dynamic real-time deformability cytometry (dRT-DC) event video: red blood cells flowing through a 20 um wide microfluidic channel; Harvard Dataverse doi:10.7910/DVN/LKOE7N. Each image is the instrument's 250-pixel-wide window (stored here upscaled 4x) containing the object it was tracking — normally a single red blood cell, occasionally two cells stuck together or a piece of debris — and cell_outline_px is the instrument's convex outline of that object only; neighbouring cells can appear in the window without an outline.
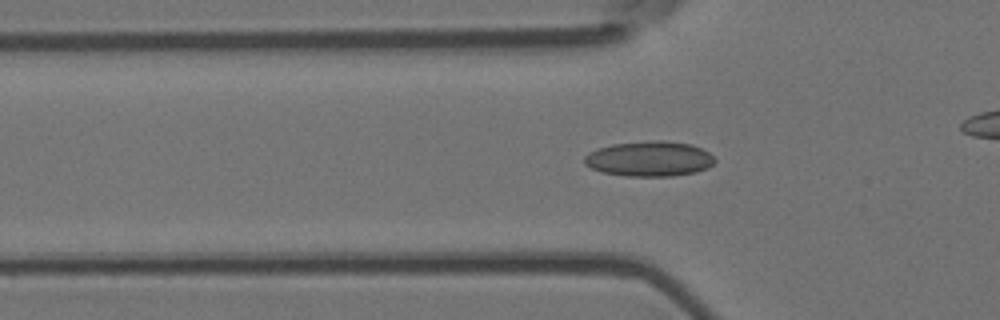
{"species": "Egyptian fruit bat (a non-hibernating species)", "species_latin": "Rousettus aegyptiacus", "temperature_condition": "room temperature", "stored_images_in_passage": 45, "camera_frame_rate_fps": 3000, "um_per_image_px": 0.085, "animal": {"sex": "female"}, "frame": {"image": 1, "passage_image": 18, "time_ms": 5.667, "image_size_px": [1000, 320], "cell_outline_px": [[716, 160], [708, 168], [696, 172], [672, 176], [628, 176], [600, 172], [584, 164], [584, 156], [588, 152], [596, 148], [612, 144], [652, 140], [664, 140], [692, 144], [708, 152]], "centroid_in_image_um": [55.17, 13.49], "position_along_channel_um": 70.6, "area_um2": 26.93}}
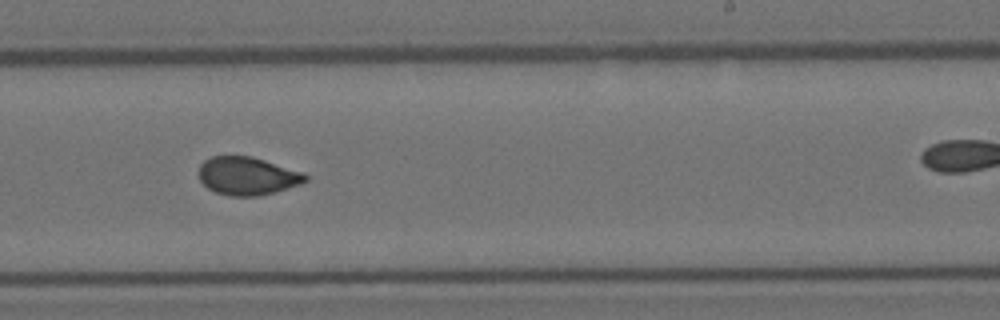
{"frame": {"image": 2, "passage_image": 34, "time_ms": 11.0, "image_size_px": [1000, 320], "cell_outline_px": [[308, 180], [300, 184], [272, 192], [256, 196], [228, 196], [216, 192], [208, 188], [200, 180], [196, 172], [200, 164], [204, 160], [212, 156], [252, 156], [304, 172], [308, 176]], "centroid_in_image_um": [20.99, 14.94], "position_along_channel_um": 268.0, "area_um2": 23.76}}
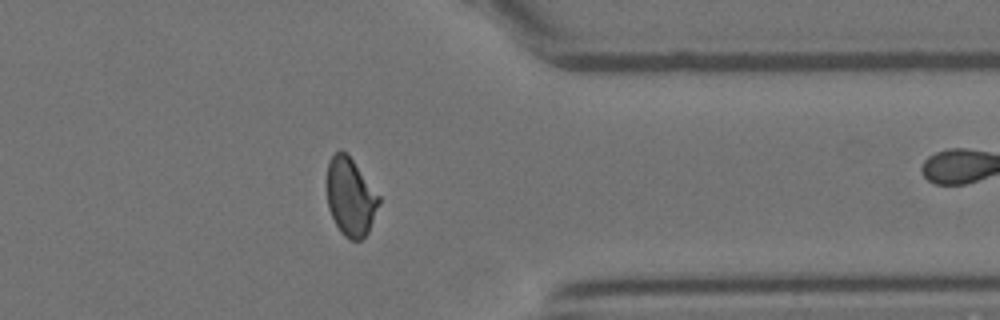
{"frame": {"image": 3, "passage_image": 44, "time_ms": 14.333, "image_size_px": [1000, 320], "cell_outline_px": [[380, 204], [368, 232], [360, 240], [348, 240], [340, 232], [328, 208], [328, 160], [340, 148], [348, 152], [380, 196]], "centroid_in_image_um": [29.81, 16.71], "position_along_channel_um": 381.6, "area_um2": 23.81}}